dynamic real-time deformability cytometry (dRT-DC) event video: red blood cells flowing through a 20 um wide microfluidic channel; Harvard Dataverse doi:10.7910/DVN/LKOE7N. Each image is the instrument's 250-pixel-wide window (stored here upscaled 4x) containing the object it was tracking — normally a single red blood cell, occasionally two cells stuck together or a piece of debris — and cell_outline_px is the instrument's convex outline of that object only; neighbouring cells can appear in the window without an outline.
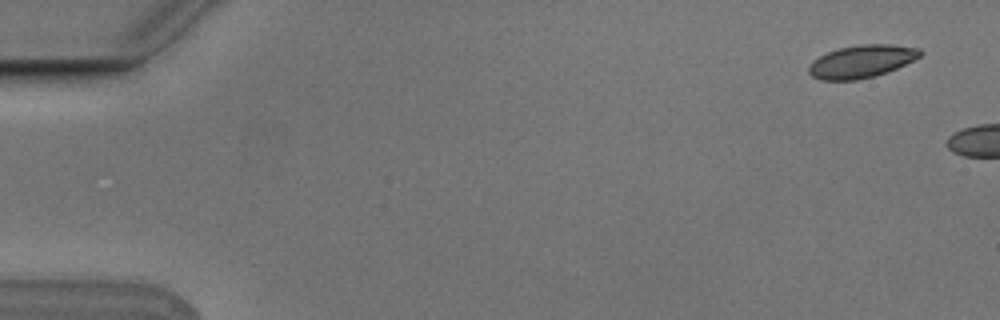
{"species": "Egyptian fruit bat (a non-hibernating species)", "species_latin": "Rousettus aegyptiacus", "temperature_condition": "cold", "stored_images_in_passage": 2, "camera_frame_rate_fps": 3000, "um_per_image_px": 0.085, "animal": {"sex": "male"}, "frame": {"image": 1, "passage_image": 1, "time_ms": 0.0, "image_size_px": [1000, 320], "cell_outline_px": [[924, 52], [920, 56], [888, 72], [876, 76], [856, 80], [820, 80], [812, 76], [808, 72], [808, 64], [812, 60], [828, 52], [840, 48], [860, 44], [892, 44], [920, 48]], "centroid_in_image_um": [73.22, 5.22], "position_along_channel_um": 11.8, "area_um2": 21.33}}